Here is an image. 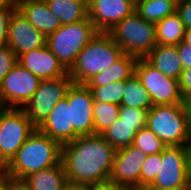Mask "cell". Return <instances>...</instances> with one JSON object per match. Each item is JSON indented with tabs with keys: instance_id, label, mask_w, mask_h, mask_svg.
I'll return each mask as SVG.
<instances>
[{
	"instance_id": "1",
	"label": "cell",
	"mask_w": 191,
	"mask_h": 190,
	"mask_svg": "<svg viewBox=\"0 0 191 190\" xmlns=\"http://www.w3.org/2000/svg\"><path fill=\"white\" fill-rule=\"evenodd\" d=\"M115 152L101 134L78 136L62 144L61 162L67 181L88 185L109 180Z\"/></svg>"
},
{
	"instance_id": "2",
	"label": "cell",
	"mask_w": 191,
	"mask_h": 190,
	"mask_svg": "<svg viewBox=\"0 0 191 190\" xmlns=\"http://www.w3.org/2000/svg\"><path fill=\"white\" fill-rule=\"evenodd\" d=\"M61 149L62 145L57 140L36 128L4 167V171L10 176L24 179L32 173L57 165L61 161Z\"/></svg>"
},
{
	"instance_id": "3",
	"label": "cell",
	"mask_w": 191,
	"mask_h": 190,
	"mask_svg": "<svg viewBox=\"0 0 191 190\" xmlns=\"http://www.w3.org/2000/svg\"><path fill=\"white\" fill-rule=\"evenodd\" d=\"M124 52L106 32L97 35L78 54L68 75L75 84H85L94 75L112 66Z\"/></svg>"
},
{
	"instance_id": "4",
	"label": "cell",
	"mask_w": 191,
	"mask_h": 190,
	"mask_svg": "<svg viewBox=\"0 0 191 190\" xmlns=\"http://www.w3.org/2000/svg\"><path fill=\"white\" fill-rule=\"evenodd\" d=\"M146 127L166 146H187L191 140L185 104L153 105L147 113Z\"/></svg>"
},
{
	"instance_id": "5",
	"label": "cell",
	"mask_w": 191,
	"mask_h": 190,
	"mask_svg": "<svg viewBox=\"0 0 191 190\" xmlns=\"http://www.w3.org/2000/svg\"><path fill=\"white\" fill-rule=\"evenodd\" d=\"M122 51L144 59L156 46L155 23L144 20L136 11L107 32Z\"/></svg>"
},
{
	"instance_id": "6",
	"label": "cell",
	"mask_w": 191,
	"mask_h": 190,
	"mask_svg": "<svg viewBox=\"0 0 191 190\" xmlns=\"http://www.w3.org/2000/svg\"><path fill=\"white\" fill-rule=\"evenodd\" d=\"M90 18L80 22L63 24L47 36V46L62 65L69 70L78 54L97 35Z\"/></svg>"
},
{
	"instance_id": "7",
	"label": "cell",
	"mask_w": 191,
	"mask_h": 190,
	"mask_svg": "<svg viewBox=\"0 0 191 190\" xmlns=\"http://www.w3.org/2000/svg\"><path fill=\"white\" fill-rule=\"evenodd\" d=\"M36 127L21 108L0 111V162L6 166Z\"/></svg>"
},
{
	"instance_id": "8",
	"label": "cell",
	"mask_w": 191,
	"mask_h": 190,
	"mask_svg": "<svg viewBox=\"0 0 191 190\" xmlns=\"http://www.w3.org/2000/svg\"><path fill=\"white\" fill-rule=\"evenodd\" d=\"M135 74L150 95L153 105L185 104L179 80L166 76L145 59H138Z\"/></svg>"
},
{
	"instance_id": "9",
	"label": "cell",
	"mask_w": 191,
	"mask_h": 190,
	"mask_svg": "<svg viewBox=\"0 0 191 190\" xmlns=\"http://www.w3.org/2000/svg\"><path fill=\"white\" fill-rule=\"evenodd\" d=\"M72 83L68 74L61 78L41 80L34 95L21 108L36 128L51 113L56 104L65 97Z\"/></svg>"
},
{
	"instance_id": "10",
	"label": "cell",
	"mask_w": 191,
	"mask_h": 190,
	"mask_svg": "<svg viewBox=\"0 0 191 190\" xmlns=\"http://www.w3.org/2000/svg\"><path fill=\"white\" fill-rule=\"evenodd\" d=\"M160 171L150 184L160 189H174L191 185L187 146H167L161 152Z\"/></svg>"
},
{
	"instance_id": "11",
	"label": "cell",
	"mask_w": 191,
	"mask_h": 190,
	"mask_svg": "<svg viewBox=\"0 0 191 190\" xmlns=\"http://www.w3.org/2000/svg\"><path fill=\"white\" fill-rule=\"evenodd\" d=\"M40 82L36 75L17 61L0 85L3 108H22L34 95Z\"/></svg>"
},
{
	"instance_id": "12",
	"label": "cell",
	"mask_w": 191,
	"mask_h": 190,
	"mask_svg": "<svg viewBox=\"0 0 191 190\" xmlns=\"http://www.w3.org/2000/svg\"><path fill=\"white\" fill-rule=\"evenodd\" d=\"M145 160L146 155L133 145L116 150L110 180L124 190H139L140 172Z\"/></svg>"
},
{
	"instance_id": "13",
	"label": "cell",
	"mask_w": 191,
	"mask_h": 190,
	"mask_svg": "<svg viewBox=\"0 0 191 190\" xmlns=\"http://www.w3.org/2000/svg\"><path fill=\"white\" fill-rule=\"evenodd\" d=\"M65 97L71 107V124L73 140L78 136L94 134L93 105L90 89L85 84L72 83Z\"/></svg>"
},
{
	"instance_id": "14",
	"label": "cell",
	"mask_w": 191,
	"mask_h": 190,
	"mask_svg": "<svg viewBox=\"0 0 191 190\" xmlns=\"http://www.w3.org/2000/svg\"><path fill=\"white\" fill-rule=\"evenodd\" d=\"M137 0H88V17L98 32H108L136 11Z\"/></svg>"
},
{
	"instance_id": "15",
	"label": "cell",
	"mask_w": 191,
	"mask_h": 190,
	"mask_svg": "<svg viewBox=\"0 0 191 190\" xmlns=\"http://www.w3.org/2000/svg\"><path fill=\"white\" fill-rule=\"evenodd\" d=\"M46 45L47 36L38 31L20 13V11L16 9L10 18L7 46L18 57L20 54L44 47Z\"/></svg>"
},
{
	"instance_id": "16",
	"label": "cell",
	"mask_w": 191,
	"mask_h": 190,
	"mask_svg": "<svg viewBox=\"0 0 191 190\" xmlns=\"http://www.w3.org/2000/svg\"><path fill=\"white\" fill-rule=\"evenodd\" d=\"M18 62L40 80L61 78L68 74V70L47 45L20 54Z\"/></svg>"
},
{
	"instance_id": "17",
	"label": "cell",
	"mask_w": 191,
	"mask_h": 190,
	"mask_svg": "<svg viewBox=\"0 0 191 190\" xmlns=\"http://www.w3.org/2000/svg\"><path fill=\"white\" fill-rule=\"evenodd\" d=\"M37 129L57 140L61 145L73 140L71 124V107L67 98H62Z\"/></svg>"
},
{
	"instance_id": "18",
	"label": "cell",
	"mask_w": 191,
	"mask_h": 190,
	"mask_svg": "<svg viewBox=\"0 0 191 190\" xmlns=\"http://www.w3.org/2000/svg\"><path fill=\"white\" fill-rule=\"evenodd\" d=\"M16 5L20 13L46 36L55 32L62 25L45 0H19Z\"/></svg>"
},
{
	"instance_id": "19",
	"label": "cell",
	"mask_w": 191,
	"mask_h": 190,
	"mask_svg": "<svg viewBox=\"0 0 191 190\" xmlns=\"http://www.w3.org/2000/svg\"><path fill=\"white\" fill-rule=\"evenodd\" d=\"M144 59L166 76L180 80L183 67L176 45H157Z\"/></svg>"
},
{
	"instance_id": "20",
	"label": "cell",
	"mask_w": 191,
	"mask_h": 190,
	"mask_svg": "<svg viewBox=\"0 0 191 190\" xmlns=\"http://www.w3.org/2000/svg\"><path fill=\"white\" fill-rule=\"evenodd\" d=\"M137 58L124 53L112 66L94 75L85 85L102 87L116 81H125L135 73Z\"/></svg>"
},
{
	"instance_id": "21",
	"label": "cell",
	"mask_w": 191,
	"mask_h": 190,
	"mask_svg": "<svg viewBox=\"0 0 191 190\" xmlns=\"http://www.w3.org/2000/svg\"><path fill=\"white\" fill-rule=\"evenodd\" d=\"M24 180L31 190H63L68 182L61 161L57 165L26 176Z\"/></svg>"
},
{
	"instance_id": "22",
	"label": "cell",
	"mask_w": 191,
	"mask_h": 190,
	"mask_svg": "<svg viewBox=\"0 0 191 190\" xmlns=\"http://www.w3.org/2000/svg\"><path fill=\"white\" fill-rule=\"evenodd\" d=\"M49 9L59 18L61 24H71L88 17V0H45Z\"/></svg>"
},
{
	"instance_id": "23",
	"label": "cell",
	"mask_w": 191,
	"mask_h": 190,
	"mask_svg": "<svg viewBox=\"0 0 191 190\" xmlns=\"http://www.w3.org/2000/svg\"><path fill=\"white\" fill-rule=\"evenodd\" d=\"M157 45H178L183 41L185 25L177 11L155 24Z\"/></svg>"
},
{
	"instance_id": "24",
	"label": "cell",
	"mask_w": 191,
	"mask_h": 190,
	"mask_svg": "<svg viewBox=\"0 0 191 190\" xmlns=\"http://www.w3.org/2000/svg\"><path fill=\"white\" fill-rule=\"evenodd\" d=\"M178 0H137L136 12L146 21L157 23L177 10Z\"/></svg>"
},
{
	"instance_id": "25",
	"label": "cell",
	"mask_w": 191,
	"mask_h": 190,
	"mask_svg": "<svg viewBox=\"0 0 191 190\" xmlns=\"http://www.w3.org/2000/svg\"><path fill=\"white\" fill-rule=\"evenodd\" d=\"M120 106H129L146 110H149L153 106L149 93L143 87L140 79L135 73L125 80V89Z\"/></svg>"
},
{
	"instance_id": "26",
	"label": "cell",
	"mask_w": 191,
	"mask_h": 190,
	"mask_svg": "<svg viewBox=\"0 0 191 190\" xmlns=\"http://www.w3.org/2000/svg\"><path fill=\"white\" fill-rule=\"evenodd\" d=\"M137 131L138 123H128L118 118L101 135L118 150L132 145Z\"/></svg>"
},
{
	"instance_id": "27",
	"label": "cell",
	"mask_w": 191,
	"mask_h": 190,
	"mask_svg": "<svg viewBox=\"0 0 191 190\" xmlns=\"http://www.w3.org/2000/svg\"><path fill=\"white\" fill-rule=\"evenodd\" d=\"M120 105L94 102V134H102L119 118Z\"/></svg>"
},
{
	"instance_id": "28",
	"label": "cell",
	"mask_w": 191,
	"mask_h": 190,
	"mask_svg": "<svg viewBox=\"0 0 191 190\" xmlns=\"http://www.w3.org/2000/svg\"><path fill=\"white\" fill-rule=\"evenodd\" d=\"M92 93L94 102L121 104L124 94L125 81H116L102 87H88Z\"/></svg>"
},
{
	"instance_id": "29",
	"label": "cell",
	"mask_w": 191,
	"mask_h": 190,
	"mask_svg": "<svg viewBox=\"0 0 191 190\" xmlns=\"http://www.w3.org/2000/svg\"><path fill=\"white\" fill-rule=\"evenodd\" d=\"M133 146L139 148L145 155L162 152L167 146L147 127L137 131Z\"/></svg>"
},
{
	"instance_id": "30",
	"label": "cell",
	"mask_w": 191,
	"mask_h": 190,
	"mask_svg": "<svg viewBox=\"0 0 191 190\" xmlns=\"http://www.w3.org/2000/svg\"><path fill=\"white\" fill-rule=\"evenodd\" d=\"M161 152L153 155H146V160L140 172V188L150 185L160 171Z\"/></svg>"
},
{
	"instance_id": "31",
	"label": "cell",
	"mask_w": 191,
	"mask_h": 190,
	"mask_svg": "<svg viewBox=\"0 0 191 190\" xmlns=\"http://www.w3.org/2000/svg\"><path fill=\"white\" fill-rule=\"evenodd\" d=\"M148 110L129 106H120L119 118L128 123H138V130L146 127Z\"/></svg>"
},
{
	"instance_id": "32",
	"label": "cell",
	"mask_w": 191,
	"mask_h": 190,
	"mask_svg": "<svg viewBox=\"0 0 191 190\" xmlns=\"http://www.w3.org/2000/svg\"><path fill=\"white\" fill-rule=\"evenodd\" d=\"M16 9L17 5L14 1L6 7L0 8V47L7 45L10 18Z\"/></svg>"
},
{
	"instance_id": "33",
	"label": "cell",
	"mask_w": 191,
	"mask_h": 190,
	"mask_svg": "<svg viewBox=\"0 0 191 190\" xmlns=\"http://www.w3.org/2000/svg\"><path fill=\"white\" fill-rule=\"evenodd\" d=\"M17 61L18 57L7 45L0 47V85Z\"/></svg>"
},
{
	"instance_id": "34",
	"label": "cell",
	"mask_w": 191,
	"mask_h": 190,
	"mask_svg": "<svg viewBox=\"0 0 191 190\" xmlns=\"http://www.w3.org/2000/svg\"><path fill=\"white\" fill-rule=\"evenodd\" d=\"M176 11L184 22L185 28L191 27V0H178Z\"/></svg>"
},
{
	"instance_id": "35",
	"label": "cell",
	"mask_w": 191,
	"mask_h": 190,
	"mask_svg": "<svg viewBox=\"0 0 191 190\" xmlns=\"http://www.w3.org/2000/svg\"><path fill=\"white\" fill-rule=\"evenodd\" d=\"M179 84L184 99L191 98V68L183 69Z\"/></svg>"
},
{
	"instance_id": "36",
	"label": "cell",
	"mask_w": 191,
	"mask_h": 190,
	"mask_svg": "<svg viewBox=\"0 0 191 190\" xmlns=\"http://www.w3.org/2000/svg\"><path fill=\"white\" fill-rule=\"evenodd\" d=\"M177 46L180 60L182 61L183 69L191 68V45L181 41Z\"/></svg>"
},
{
	"instance_id": "37",
	"label": "cell",
	"mask_w": 191,
	"mask_h": 190,
	"mask_svg": "<svg viewBox=\"0 0 191 190\" xmlns=\"http://www.w3.org/2000/svg\"><path fill=\"white\" fill-rule=\"evenodd\" d=\"M6 190H31L28 183L22 179L6 173Z\"/></svg>"
},
{
	"instance_id": "38",
	"label": "cell",
	"mask_w": 191,
	"mask_h": 190,
	"mask_svg": "<svg viewBox=\"0 0 191 190\" xmlns=\"http://www.w3.org/2000/svg\"><path fill=\"white\" fill-rule=\"evenodd\" d=\"M87 190H124V189L109 179L102 182L88 184Z\"/></svg>"
},
{
	"instance_id": "39",
	"label": "cell",
	"mask_w": 191,
	"mask_h": 190,
	"mask_svg": "<svg viewBox=\"0 0 191 190\" xmlns=\"http://www.w3.org/2000/svg\"><path fill=\"white\" fill-rule=\"evenodd\" d=\"M63 190H87V185L67 182Z\"/></svg>"
},
{
	"instance_id": "40",
	"label": "cell",
	"mask_w": 191,
	"mask_h": 190,
	"mask_svg": "<svg viewBox=\"0 0 191 190\" xmlns=\"http://www.w3.org/2000/svg\"><path fill=\"white\" fill-rule=\"evenodd\" d=\"M139 190H191V185L185 186V187H180V188H174V189H160L157 187H152L150 185H147V186L140 188Z\"/></svg>"
},
{
	"instance_id": "41",
	"label": "cell",
	"mask_w": 191,
	"mask_h": 190,
	"mask_svg": "<svg viewBox=\"0 0 191 190\" xmlns=\"http://www.w3.org/2000/svg\"><path fill=\"white\" fill-rule=\"evenodd\" d=\"M185 106L188 113L189 130L191 133V98L185 100Z\"/></svg>"
},
{
	"instance_id": "42",
	"label": "cell",
	"mask_w": 191,
	"mask_h": 190,
	"mask_svg": "<svg viewBox=\"0 0 191 190\" xmlns=\"http://www.w3.org/2000/svg\"><path fill=\"white\" fill-rule=\"evenodd\" d=\"M183 42L188 44V45H191V27H188L185 29Z\"/></svg>"
},
{
	"instance_id": "43",
	"label": "cell",
	"mask_w": 191,
	"mask_h": 190,
	"mask_svg": "<svg viewBox=\"0 0 191 190\" xmlns=\"http://www.w3.org/2000/svg\"><path fill=\"white\" fill-rule=\"evenodd\" d=\"M0 190H6V172L0 174Z\"/></svg>"
},
{
	"instance_id": "44",
	"label": "cell",
	"mask_w": 191,
	"mask_h": 190,
	"mask_svg": "<svg viewBox=\"0 0 191 190\" xmlns=\"http://www.w3.org/2000/svg\"><path fill=\"white\" fill-rule=\"evenodd\" d=\"M188 148V153H189V172H190V177H191V140L187 145Z\"/></svg>"
},
{
	"instance_id": "45",
	"label": "cell",
	"mask_w": 191,
	"mask_h": 190,
	"mask_svg": "<svg viewBox=\"0 0 191 190\" xmlns=\"http://www.w3.org/2000/svg\"><path fill=\"white\" fill-rule=\"evenodd\" d=\"M13 0H0V8L8 6Z\"/></svg>"
},
{
	"instance_id": "46",
	"label": "cell",
	"mask_w": 191,
	"mask_h": 190,
	"mask_svg": "<svg viewBox=\"0 0 191 190\" xmlns=\"http://www.w3.org/2000/svg\"><path fill=\"white\" fill-rule=\"evenodd\" d=\"M4 165L3 164H0V174L4 171Z\"/></svg>"
},
{
	"instance_id": "47",
	"label": "cell",
	"mask_w": 191,
	"mask_h": 190,
	"mask_svg": "<svg viewBox=\"0 0 191 190\" xmlns=\"http://www.w3.org/2000/svg\"><path fill=\"white\" fill-rule=\"evenodd\" d=\"M3 109V106H2V104H1V102H0V111Z\"/></svg>"
}]
</instances>
